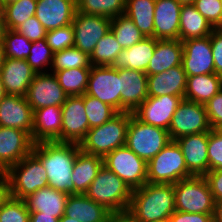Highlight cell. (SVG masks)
<instances>
[{"mask_svg":"<svg viewBox=\"0 0 222 222\" xmlns=\"http://www.w3.org/2000/svg\"><path fill=\"white\" fill-rule=\"evenodd\" d=\"M79 151V144L57 141L34 143L32 149L46 169L49 186L68 195L74 194L71 175Z\"/></svg>","mask_w":222,"mask_h":222,"instance_id":"obj_1","label":"cell"},{"mask_svg":"<svg viewBox=\"0 0 222 222\" xmlns=\"http://www.w3.org/2000/svg\"><path fill=\"white\" fill-rule=\"evenodd\" d=\"M128 212L138 222H166L175 212L173 184L146 183L132 190Z\"/></svg>","mask_w":222,"mask_h":222,"instance_id":"obj_2","label":"cell"},{"mask_svg":"<svg viewBox=\"0 0 222 222\" xmlns=\"http://www.w3.org/2000/svg\"><path fill=\"white\" fill-rule=\"evenodd\" d=\"M130 112H118L106 123L91 128L80 142V150L91 155L105 157L116 148L126 145Z\"/></svg>","mask_w":222,"mask_h":222,"instance_id":"obj_3","label":"cell"},{"mask_svg":"<svg viewBox=\"0 0 222 222\" xmlns=\"http://www.w3.org/2000/svg\"><path fill=\"white\" fill-rule=\"evenodd\" d=\"M84 194L114 213L128 211L132 190L103 165Z\"/></svg>","mask_w":222,"mask_h":222,"instance_id":"obj_4","label":"cell"},{"mask_svg":"<svg viewBox=\"0 0 222 222\" xmlns=\"http://www.w3.org/2000/svg\"><path fill=\"white\" fill-rule=\"evenodd\" d=\"M10 196L25 199L37 190L49 186L46 169L41 161L31 152L5 172Z\"/></svg>","mask_w":222,"mask_h":222,"instance_id":"obj_5","label":"cell"},{"mask_svg":"<svg viewBox=\"0 0 222 222\" xmlns=\"http://www.w3.org/2000/svg\"><path fill=\"white\" fill-rule=\"evenodd\" d=\"M193 175L187 170L182 151L171 140L156 156L147 162V183L174 184Z\"/></svg>","mask_w":222,"mask_h":222,"instance_id":"obj_6","label":"cell"},{"mask_svg":"<svg viewBox=\"0 0 222 222\" xmlns=\"http://www.w3.org/2000/svg\"><path fill=\"white\" fill-rule=\"evenodd\" d=\"M173 186L176 211L214 214L216 202L204 176L183 179L174 183Z\"/></svg>","mask_w":222,"mask_h":222,"instance_id":"obj_7","label":"cell"},{"mask_svg":"<svg viewBox=\"0 0 222 222\" xmlns=\"http://www.w3.org/2000/svg\"><path fill=\"white\" fill-rule=\"evenodd\" d=\"M171 141L168 130L138 120L130 113L126 146L146 162Z\"/></svg>","mask_w":222,"mask_h":222,"instance_id":"obj_8","label":"cell"},{"mask_svg":"<svg viewBox=\"0 0 222 222\" xmlns=\"http://www.w3.org/2000/svg\"><path fill=\"white\" fill-rule=\"evenodd\" d=\"M103 161L104 166L122 179L131 190L147 183V162L126 145L108 153Z\"/></svg>","mask_w":222,"mask_h":222,"instance_id":"obj_9","label":"cell"},{"mask_svg":"<svg viewBox=\"0 0 222 222\" xmlns=\"http://www.w3.org/2000/svg\"><path fill=\"white\" fill-rule=\"evenodd\" d=\"M211 129L205 105L183 99L172 117L168 132L170 139L176 140Z\"/></svg>","mask_w":222,"mask_h":222,"instance_id":"obj_10","label":"cell"},{"mask_svg":"<svg viewBox=\"0 0 222 222\" xmlns=\"http://www.w3.org/2000/svg\"><path fill=\"white\" fill-rule=\"evenodd\" d=\"M121 112L120 76L112 66H91L86 93Z\"/></svg>","mask_w":222,"mask_h":222,"instance_id":"obj_11","label":"cell"},{"mask_svg":"<svg viewBox=\"0 0 222 222\" xmlns=\"http://www.w3.org/2000/svg\"><path fill=\"white\" fill-rule=\"evenodd\" d=\"M111 20L100 15H88L76 11L72 22L74 46L89 56L98 40L110 31Z\"/></svg>","mask_w":222,"mask_h":222,"instance_id":"obj_12","label":"cell"},{"mask_svg":"<svg viewBox=\"0 0 222 222\" xmlns=\"http://www.w3.org/2000/svg\"><path fill=\"white\" fill-rule=\"evenodd\" d=\"M26 99L33 110L47 106H62L68 95L54 73H36L28 87Z\"/></svg>","mask_w":222,"mask_h":222,"instance_id":"obj_13","label":"cell"},{"mask_svg":"<svg viewBox=\"0 0 222 222\" xmlns=\"http://www.w3.org/2000/svg\"><path fill=\"white\" fill-rule=\"evenodd\" d=\"M182 67L186 76L215 73L210 35L182 41Z\"/></svg>","mask_w":222,"mask_h":222,"instance_id":"obj_14","label":"cell"},{"mask_svg":"<svg viewBox=\"0 0 222 222\" xmlns=\"http://www.w3.org/2000/svg\"><path fill=\"white\" fill-rule=\"evenodd\" d=\"M182 100V97L173 95L147 97L132 114L146 124L168 130L172 117Z\"/></svg>","mask_w":222,"mask_h":222,"instance_id":"obj_15","label":"cell"},{"mask_svg":"<svg viewBox=\"0 0 222 222\" xmlns=\"http://www.w3.org/2000/svg\"><path fill=\"white\" fill-rule=\"evenodd\" d=\"M62 107L61 142L76 143L84 139L89 122L81 96H68Z\"/></svg>","mask_w":222,"mask_h":222,"instance_id":"obj_16","label":"cell"},{"mask_svg":"<svg viewBox=\"0 0 222 222\" xmlns=\"http://www.w3.org/2000/svg\"><path fill=\"white\" fill-rule=\"evenodd\" d=\"M34 142L23 130L0 126V172H6L32 152Z\"/></svg>","mask_w":222,"mask_h":222,"instance_id":"obj_17","label":"cell"},{"mask_svg":"<svg viewBox=\"0 0 222 222\" xmlns=\"http://www.w3.org/2000/svg\"><path fill=\"white\" fill-rule=\"evenodd\" d=\"M34 110L26 97L6 95L0 102V126L26 131L30 136L33 130Z\"/></svg>","mask_w":222,"mask_h":222,"instance_id":"obj_18","label":"cell"},{"mask_svg":"<svg viewBox=\"0 0 222 222\" xmlns=\"http://www.w3.org/2000/svg\"><path fill=\"white\" fill-rule=\"evenodd\" d=\"M209 132L179 137L175 142L180 147L187 170L193 176H205L208 173Z\"/></svg>","mask_w":222,"mask_h":222,"instance_id":"obj_19","label":"cell"},{"mask_svg":"<svg viewBox=\"0 0 222 222\" xmlns=\"http://www.w3.org/2000/svg\"><path fill=\"white\" fill-rule=\"evenodd\" d=\"M117 71L120 76L121 112L132 113L148 97V75L127 68Z\"/></svg>","mask_w":222,"mask_h":222,"instance_id":"obj_20","label":"cell"},{"mask_svg":"<svg viewBox=\"0 0 222 222\" xmlns=\"http://www.w3.org/2000/svg\"><path fill=\"white\" fill-rule=\"evenodd\" d=\"M76 11L74 0H37L35 17L51 31L71 25Z\"/></svg>","mask_w":222,"mask_h":222,"instance_id":"obj_21","label":"cell"},{"mask_svg":"<svg viewBox=\"0 0 222 222\" xmlns=\"http://www.w3.org/2000/svg\"><path fill=\"white\" fill-rule=\"evenodd\" d=\"M0 73L6 95L23 97L36 74L26 60L13 58L5 59Z\"/></svg>","mask_w":222,"mask_h":222,"instance_id":"obj_22","label":"cell"},{"mask_svg":"<svg viewBox=\"0 0 222 222\" xmlns=\"http://www.w3.org/2000/svg\"><path fill=\"white\" fill-rule=\"evenodd\" d=\"M181 4L177 0H156L154 38L179 39Z\"/></svg>","mask_w":222,"mask_h":222,"instance_id":"obj_23","label":"cell"},{"mask_svg":"<svg viewBox=\"0 0 222 222\" xmlns=\"http://www.w3.org/2000/svg\"><path fill=\"white\" fill-rule=\"evenodd\" d=\"M62 107L47 106L34 110L32 141L61 142Z\"/></svg>","mask_w":222,"mask_h":222,"instance_id":"obj_24","label":"cell"},{"mask_svg":"<svg viewBox=\"0 0 222 222\" xmlns=\"http://www.w3.org/2000/svg\"><path fill=\"white\" fill-rule=\"evenodd\" d=\"M186 82L187 76L182 65L172 67L162 73L148 75V97L173 95L184 99Z\"/></svg>","mask_w":222,"mask_h":222,"instance_id":"obj_25","label":"cell"},{"mask_svg":"<svg viewBox=\"0 0 222 222\" xmlns=\"http://www.w3.org/2000/svg\"><path fill=\"white\" fill-rule=\"evenodd\" d=\"M68 196L62 191L47 186L30 194L23 200L30 212H41L42 215H51L60 219L64 215Z\"/></svg>","mask_w":222,"mask_h":222,"instance_id":"obj_26","label":"cell"},{"mask_svg":"<svg viewBox=\"0 0 222 222\" xmlns=\"http://www.w3.org/2000/svg\"><path fill=\"white\" fill-rule=\"evenodd\" d=\"M110 211L85 194L69 195L64 215L80 222H107Z\"/></svg>","mask_w":222,"mask_h":222,"instance_id":"obj_27","label":"cell"},{"mask_svg":"<svg viewBox=\"0 0 222 222\" xmlns=\"http://www.w3.org/2000/svg\"><path fill=\"white\" fill-rule=\"evenodd\" d=\"M182 57L183 45L179 39H156V47L145 73L154 75L181 65Z\"/></svg>","mask_w":222,"mask_h":222,"instance_id":"obj_28","label":"cell"},{"mask_svg":"<svg viewBox=\"0 0 222 222\" xmlns=\"http://www.w3.org/2000/svg\"><path fill=\"white\" fill-rule=\"evenodd\" d=\"M156 47V38L145 37L130 48L123 49L112 67L146 72Z\"/></svg>","mask_w":222,"mask_h":222,"instance_id":"obj_29","label":"cell"},{"mask_svg":"<svg viewBox=\"0 0 222 222\" xmlns=\"http://www.w3.org/2000/svg\"><path fill=\"white\" fill-rule=\"evenodd\" d=\"M103 165V157L87 154L80 150L77 153L71 175L74 194H84Z\"/></svg>","mask_w":222,"mask_h":222,"instance_id":"obj_30","label":"cell"},{"mask_svg":"<svg viewBox=\"0 0 222 222\" xmlns=\"http://www.w3.org/2000/svg\"><path fill=\"white\" fill-rule=\"evenodd\" d=\"M222 90V76L216 73L188 76L184 99L205 105Z\"/></svg>","mask_w":222,"mask_h":222,"instance_id":"obj_31","label":"cell"},{"mask_svg":"<svg viewBox=\"0 0 222 222\" xmlns=\"http://www.w3.org/2000/svg\"><path fill=\"white\" fill-rule=\"evenodd\" d=\"M213 27L193 4L182 5L180 13L179 40L203 38L212 33Z\"/></svg>","mask_w":222,"mask_h":222,"instance_id":"obj_32","label":"cell"},{"mask_svg":"<svg viewBox=\"0 0 222 222\" xmlns=\"http://www.w3.org/2000/svg\"><path fill=\"white\" fill-rule=\"evenodd\" d=\"M156 0H126L125 15L144 37H154V9Z\"/></svg>","mask_w":222,"mask_h":222,"instance_id":"obj_33","label":"cell"},{"mask_svg":"<svg viewBox=\"0 0 222 222\" xmlns=\"http://www.w3.org/2000/svg\"><path fill=\"white\" fill-rule=\"evenodd\" d=\"M90 70L91 68H74L52 73L68 96H82L87 90Z\"/></svg>","mask_w":222,"mask_h":222,"instance_id":"obj_34","label":"cell"},{"mask_svg":"<svg viewBox=\"0 0 222 222\" xmlns=\"http://www.w3.org/2000/svg\"><path fill=\"white\" fill-rule=\"evenodd\" d=\"M126 0H77L76 10L88 15L113 19L125 13Z\"/></svg>","mask_w":222,"mask_h":222,"instance_id":"obj_35","label":"cell"},{"mask_svg":"<svg viewBox=\"0 0 222 222\" xmlns=\"http://www.w3.org/2000/svg\"><path fill=\"white\" fill-rule=\"evenodd\" d=\"M37 0H15L5 2L3 13L7 29L15 30L26 20L35 16Z\"/></svg>","mask_w":222,"mask_h":222,"instance_id":"obj_36","label":"cell"},{"mask_svg":"<svg viewBox=\"0 0 222 222\" xmlns=\"http://www.w3.org/2000/svg\"><path fill=\"white\" fill-rule=\"evenodd\" d=\"M122 50V47L115 39V35L110 30L105 36L98 40L96 47L90 55L91 65L112 66Z\"/></svg>","mask_w":222,"mask_h":222,"instance_id":"obj_37","label":"cell"},{"mask_svg":"<svg viewBox=\"0 0 222 222\" xmlns=\"http://www.w3.org/2000/svg\"><path fill=\"white\" fill-rule=\"evenodd\" d=\"M110 30L122 49H127L145 38L134 22L125 14L111 20Z\"/></svg>","mask_w":222,"mask_h":222,"instance_id":"obj_38","label":"cell"},{"mask_svg":"<svg viewBox=\"0 0 222 222\" xmlns=\"http://www.w3.org/2000/svg\"><path fill=\"white\" fill-rule=\"evenodd\" d=\"M90 56L75 46L54 53L52 71L74 68H91Z\"/></svg>","mask_w":222,"mask_h":222,"instance_id":"obj_39","label":"cell"},{"mask_svg":"<svg viewBox=\"0 0 222 222\" xmlns=\"http://www.w3.org/2000/svg\"><path fill=\"white\" fill-rule=\"evenodd\" d=\"M81 97L84 100V107L89 122V129L106 123L118 113L109 104L101 102L99 99L93 96L83 94Z\"/></svg>","mask_w":222,"mask_h":222,"instance_id":"obj_40","label":"cell"},{"mask_svg":"<svg viewBox=\"0 0 222 222\" xmlns=\"http://www.w3.org/2000/svg\"><path fill=\"white\" fill-rule=\"evenodd\" d=\"M3 44L6 58L25 60L30 53L32 42L16 30L7 29Z\"/></svg>","mask_w":222,"mask_h":222,"instance_id":"obj_41","label":"cell"},{"mask_svg":"<svg viewBox=\"0 0 222 222\" xmlns=\"http://www.w3.org/2000/svg\"><path fill=\"white\" fill-rule=\"evenodd\" d=\"M54 52L47 44L46 38L34 41L28 57L25 59L35 73H45L47 65L52 66ZM44 67V68H43ZM41 69V70H40Z\"/></svg>","mask_w":222,"mask_h":222,"instance_id":"obj_42","label":"cell"},{"mask_svg":"<svg viewBox=\"0 0 222 222\" xmlns=\"http://www.w3.org/2000/svg\"><path fill=\"white\" fill-rule=\"evenodd\" d=\"M30 211L22 199L9 197L0 208V222H29Z\"/></svg>","mask_w":222,"mask_h":222,"instance_id":"obj_43","label":"cell"},{"mask_svg":"<svg viewBox=\"0 0 222 222\" xmlns=\"http://www.w3.org/2000/svg\"><path fill=\"white\" fill-rule=\"evenodd\" d=\"M74 30L72 25L46 32V40L54 53L74 46Z\"/></svg>","mask_w":222,"mask_h":222,"instance_id":"obj_44","label":"cell"},{"mask_svg":"<svg viewBox=\"0 0 222 222\" xmlns=\"http://www.w3.org/2000/svg\"><path fill=\"white\" fill-rule=\"evenodd\" d=\"M222 169V133L218 129L209 131L208 172Z\"/></svg>","mask_w":222,"mask_h":222,"instance_id":"obj_45","label":"cell"},{"mask_svg":"<svg viewBox=\"0 0 222 222\" xmlns=\"http://www.w3.org/2000/svg\"><path fill=\"white\" fill-rule=\"evenodd\" d=\"M193 5L213 28L219 29L220 0H195Z\"/></svg>","mask_w":222,"mask_h":222,"instance_id":"obj_46","label":"cell"},{"mask_svg":"<svg viewBox=\"0 0 222 222\" xmlns=\"http://www.w3.org/2000/svg\"><path fill=\"white\" fill-rule=\"evenodd\" d=\"M18 33L24 35L29 41L34 42L46 38L47 30L39 22V20L32 16L23 24L15 29Z\"/></svg>","mask_w":222,"mask_h":222,"instance_id":"obj_47","label":"cell"},{"mask_svg":"<svg viewBox=\"0 0 222 222\" xmlns=\"http://www.w3.org/2000/svg\"><path fill=\"white\" fill-rule=\"evenodd\" d=\"M206 112L212 129L222 127V90L214 95L206 104Z\"/></svg>","mask_w":222,"mask_h":222,"instance_id":"obj_48","label":"cell"},{"mask_svg":"<svg viewBox=\"0 0 222 222\" xmlns=\"http://www.w3.org/2000/svg\"><path fill=\"white\" fill-rule=\"evenodd\" d=\"M215 73L222 76V29L213 28L210 34Z\"/></svg>","mask_w":222,"mask_h":222,"instance_id":"obj_49","label":"cell"},{"mask_svg":"<svg viewBox=\"0 0 222 222\" xmlns=\"http://www.w3.org/2000/svg\"><path fill=\"white\" fill-rule=\"evenodd\" d=\"M214 214L186 213L176 211L169 217L168 222H214Z\"/></svg>","mask_w":222,"mask_h":222,"instance_id":"obj_50","label":"cell"},{"mask_svg":"<svg viewBox=\"0 0 222 222\" xmlns=\"http://www.w3.org/2000/svg\"><path fill=\"white\" fill-rule=\"evenodd\" d=\"M210 186L215 202L222 200V169L209 171L204 176Z\"/></svg>","mask_w":222,"mask_h":222,"instance_id":"obj_51","label":"cell"},{"mask_svg":"<svg viewBox=\"0 0 222 222\" xmlns=\"http://www.w3.org/2000/svg\"><path fill=\"white\" fill-rule=\"evenodd\" d=\"M10 197L9 182L4 172H0V208Z\"/></svg>","mask_w":222,"mask_h":222,"instance_id":"obj_52","label":"cell"},{"mask_svg":"<svg viewBox=\"0 0 222 222\" xmlns=\"http://www.w3.org/2000/svg\"><path fill=\"white\" fill-rule=\"evenodd\" d=\"M107 222H138L128 211L110 213Z\"/></svg>","mask_w":222,"mask_h":222,"instance_id":"obj_53","label":"cell"},{"mask_svg":"<svg viewBox=\"0 0 222 222\" xmlns=\"http://www.w3.org/2000/svg\"><path fill=\"white\" fill-rule=\"evenodd\" d=\"M29 222H59V219L51 215H42L41 212H30Z\"/></svg>","mask_w":222,"mask_h":222,"instance_id":"obj_54","label":"cell"},{"mask_svg":"<svg viewBox=\"0 0 222 222\" xmlns=\"http://www.w3.org/2000/svg\"><path fill=\"white\" fill-rule=\"evenodd\" d=\"M214 222H222V200L215 203Z\"/></svg>","mask_w":222,"mask_h":222,"instance_id":"obj_55","label":"cell"},{"mask_svg":"<svg viewBox=\"0 0 222 222\" xmlns=\"http://www.w3.org/2000/svg\"><path fill=\"white\" fill-rule=\"evenodd\" d=\"M6 31H7V27H6V22L4 18V13H3V10H0V40L1 41H3Z\"/></svg>","mask_w":222,"mask_h":222,"instance_id":"obj_56","label":"cell"},{"mask_svg":"<svg viewBox=\"0 0 222 222\" xmlns=\"http://www.w3.org/2000/svg\"><path fill=\"white\" fill-rule=\"evenodd\" d=\"M5 59L6 57H5V52H4V44H3V41L0 40V71L4 64Z\"/></svg>","mask_w":222,"mask_h":222,"instance_id":"obj_57","label":"cell"},{"mask_svg":"<svg viewBox=\"0 0 222 222\" xmlns=\"http://www.w3.org/2000/svg\"><path fill=\"white\" fill-rule=\"evenodd\" d=\"M6 96V93L4 91V87H3V82H2V76L0 73V102L2 101V99Z\"/></svg>","mask_w":222,"mask_h":222,"instance_id":"obj_58","label":"cell"},{"mask_svg":"<svg viewBox=\"0 0 222 222\" xmlns=\"http://www.w3.org/2000/svg\"><path fill=\"white\" fill-rule=\"evenodd\" d=\"M59 222H80V221L77 220V219H72V218H69V217L63 215V216L59 219Z\"/></svg>","mask_w":222,"mask_h":222,"instance_id":"obj_59","label":"cell"},{"mask_svg":"<svg viewBox=\"0 0 222 222\" xmlns=\"http://www.w3.org/2000/svg\"><path fill=\"white\" fill-rule=\"evenodd\" d=\"M181 5L193 4L195 0H177Z\"/></svg>","mask_w":222,"mask_h":222,"instance_id":"obj_60","label":"cell"},{"mask_svg":"<svg viewBox=\"0 0 222 222\" xmlns=\"http://www.w3.org/2000/svg\"><path fill=\"white\" fill-rule=\"evenodd\" d=\"M221 2V12H220V17H219V29H222V0Z\"/></svg>","mask_w":222,"mask_h":222,"instance_id":"obj_61","label":"cell"},{"mask_svg":"<svg viewBox=\"0 0 222 222\" xmlns=\"http://www.w3.org/2000/svg\"><path fill=\"white\" fill-rule=\"evenodd\" d=\"M4 2L3 0H0V10H3Z\"/></svg>","mask_w":222,"mask_h":222,"instance_id":"obj_62","label":"cell"},{"mask_svg":"<svg viewBox=\"0 0 222 222\" xmlns=\"http://www.w3.org/2000/svg\"><path fill=\"white\" fill-rule=\"evenodd\" d=\"M9 1H15V0H3L4 3L9 2Z\"/></svg>","mask_w":222,"mask_h":222,"instance_id":"obj_63","label":"cell"}]
</instances>
